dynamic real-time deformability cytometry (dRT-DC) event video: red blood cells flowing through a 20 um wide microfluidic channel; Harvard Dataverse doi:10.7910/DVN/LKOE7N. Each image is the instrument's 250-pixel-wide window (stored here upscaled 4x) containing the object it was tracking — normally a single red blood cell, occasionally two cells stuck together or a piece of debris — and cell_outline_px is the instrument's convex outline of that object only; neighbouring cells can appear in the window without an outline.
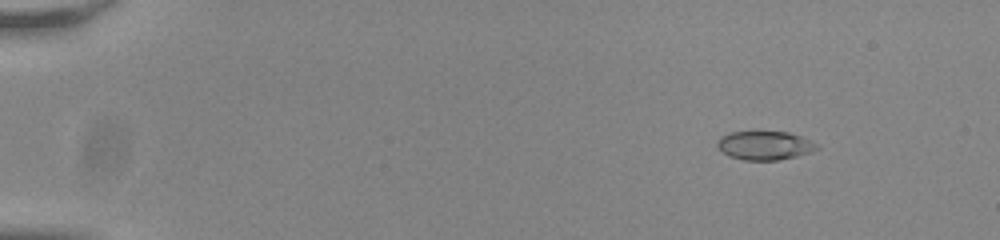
{"species": "common noctule bat (a hibernating species)", "species_latin": "Nyctalus noctula", "temperature_condition": "room temperature", "stored_images_in_passage": 56, "camera_frame_rate_fps": 3000, "um_per_image_px": 0.085, "animal": {"sex": "male", "body_mass_g": 20.0, "forearm_length_mm": 53.3}, "frame": {"image": 1, "passage_image": 8, "time_ms": 2.333, "image_size_px": [1000, 240], "cell_outline_px": [[820, 148], [812, 152], [796, 156], [776, 160], [744, 160], [728, 156], [716, 144], [720, 136], [728, 132], [788, 132], [800, 136], [820, 144]], "centroid_in_image_um": [65.03, 12.36], "position_along_channel_um": 20.0, "area_um2": 16.7}}
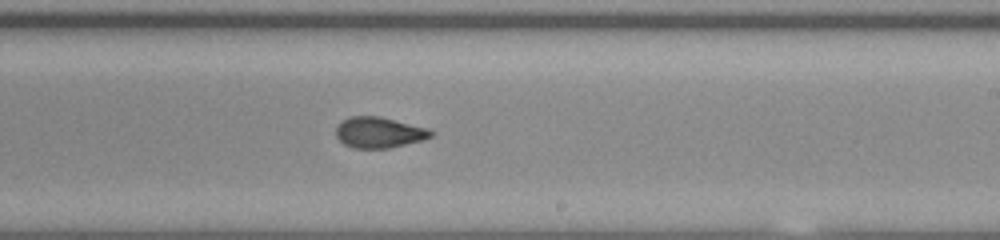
{"frame": {"image": 2, "passage_image": 36, "time_ms": 11.667, "image_size_px": [1000, 240], "cell_outline_px": [[436, 132], [432, 136], [420, 140], [388, 148], [352, 148], [344, 144], [336, 136], [336, 128], [348, 116], [380, 116], [428, 128]], "centroid_in_image_um": [32.22, 11.25], "position_along_channel_um": 256.8, "area_um2": 16.94}}
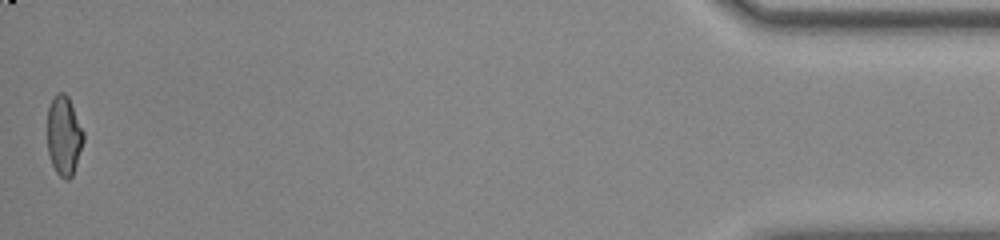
{"frame": {"image": 3, "passage_image": 56, "time_ms": 18.333, "image_size_px": [1000, 240], "cell_outline_px": [[84, 140], [72, 176], [68, 180], [64, 180], [56, 172], [52, 164], [48, 152], [48, 104], [56, 92], [64, 92], [68, 96], [84, 132]], "centroid_in_image_um": [5.43, 11.51], "position_along_channel_um": 429.8, "area_um2": 16.76}, "authors_computed_cell_mechanics": {"area_um2": 17.34, "velocity_mm_per_s": 3.8283, "shape_relaxation_time_tau1_ms": 7.9856, "shape_relaxation_time_tau2_ms": 1.1323, "deformation_change_tau1": 0.1894, "deformation_change_tau2": 0.0634}}